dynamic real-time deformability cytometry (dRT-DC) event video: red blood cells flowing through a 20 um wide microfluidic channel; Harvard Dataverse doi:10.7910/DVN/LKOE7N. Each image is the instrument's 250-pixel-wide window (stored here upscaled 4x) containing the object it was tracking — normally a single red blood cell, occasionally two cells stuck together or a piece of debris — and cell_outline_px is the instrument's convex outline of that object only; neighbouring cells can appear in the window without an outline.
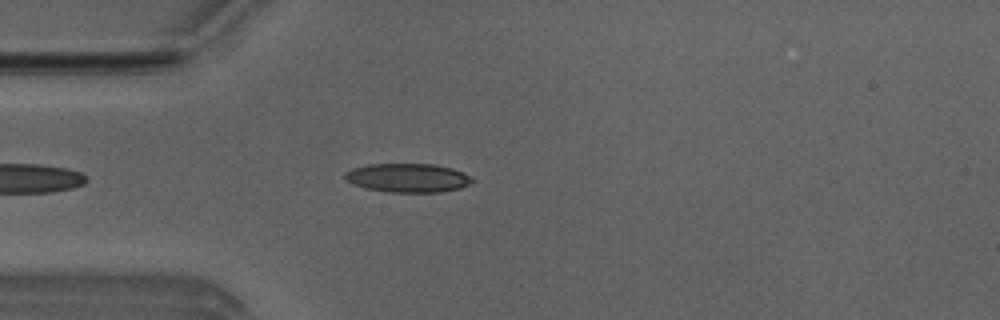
{"species": "Egyptian fruit bat (a non-hibernating species)", "species_latin": "Rousettus aegyptiacus", "temperature_condition": "room temperature", "stored_images_in_passage": 43, "camera_frame_rate_fps": 3000, "um_per_image_px": 0.085, "animal": {"sex": "male"}, "frame": {"image": 1, "passage_image": 5, "time_ms": 1.333, "image_size_px": [1000, 320], "cell_outline_px": [[476, 180], [460, 188], [440, 192], [388, 192], [364, 188], [352, 184], [344, 180], [344, 172], [352, 168], [368, 164], [432, 164], [452, 168]], "centroid_in_image_um": [34.59, 15.12], "position_along_channel_um": 50.4, "area_um2": 21.44}}
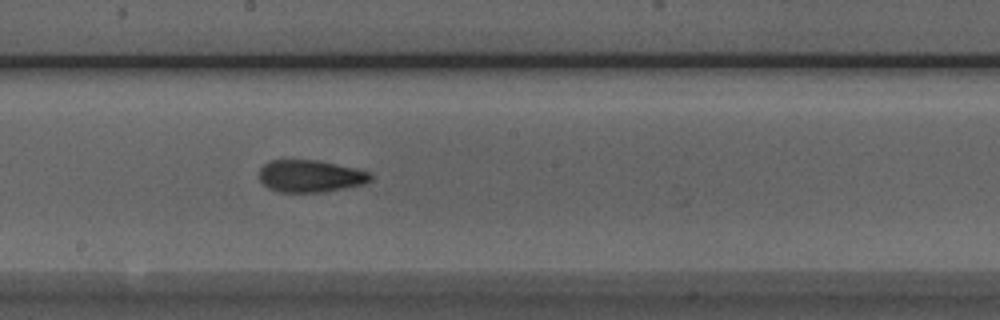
{"frame": {"image": 2, "passage_image": 19, "time_ms": 6.0, "image_size_px": [1000, 320], "cell_outline_px": [[372, 180], [364, 184], [324, 192], [280, 192], [268, 188], [260, 180], [260, 168], [268, 160], [316, 160], [356, 168], [368, 172], [372, 176]], "centroid_in_image_um": [26.38, 14.97], "position_along_channel_um": 221.8, "area_um2": 20.87}}
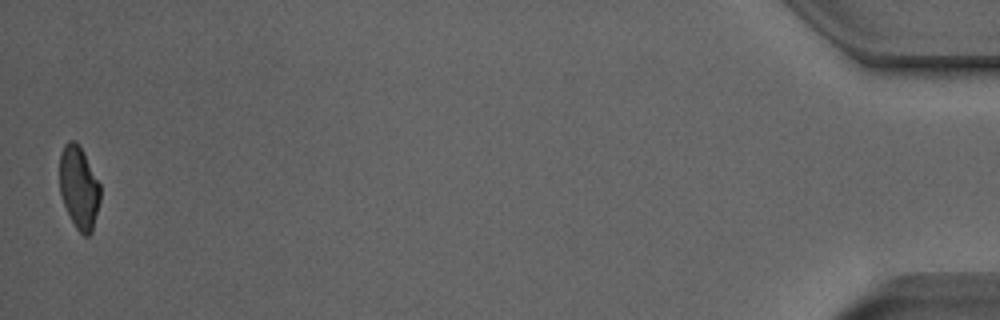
{"frame": {"image": 3, "passage_image": 43, "time_ms": 14.0, "image_size_px": [1000, 320], "cell_outline_px": [[100, 200], [92, 232], [88, 236], [84, 236], [76, 228], [64, 204], [60, 192], [60, 152], [64, 144], [68, 140], [76, 140], [100, 184]], "centroid_in_image_um": [6.71, 15.94], "position_along_channel_um": 428.5, "area_um2": 19.36}, "authors_computed_cell_mechanics": {"area_um2": 20.8658, "velocity_mm_per_s": 3.8554, "shape_relaxation_time_tau1_ms": 7.3131, "shape_relaxation_time_tau2_ms": 1.7048, "deformation_change_tau1": 0.1871, "deformation_change_tau2": 0.0828}}